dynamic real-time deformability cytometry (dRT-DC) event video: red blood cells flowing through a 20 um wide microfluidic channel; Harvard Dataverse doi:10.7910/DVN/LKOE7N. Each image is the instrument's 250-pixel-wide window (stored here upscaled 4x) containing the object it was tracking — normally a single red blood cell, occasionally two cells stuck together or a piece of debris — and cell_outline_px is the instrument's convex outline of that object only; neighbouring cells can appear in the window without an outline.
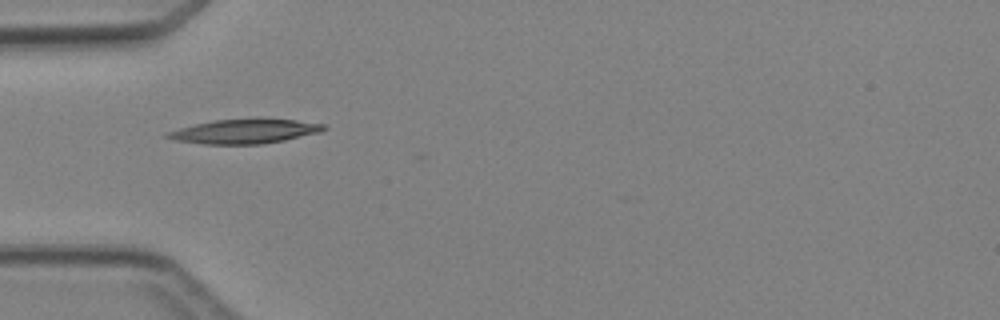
{"species": "Egyptian fruit bat (a non-hibernating species)", "species_latin": "Rousettus aegyptiacus", "temperature_condition": "cold", "stored_images_in_passage": 2, "camera_frame_rate_fps": 3000, "um_per_image_px": 0.085, "animal": {"sex": "female"}, "frame": {"image": 1, "passage_image": 2, "time_ms": 1.333, "image_size_px": [1000, 320], "cell_outline_px": [[328, 128], [320, 132], [284, 140], [260, 144], [204, 144], [172, 140], [164, 136], [168, 132], [180, 128], [212, 120], [260, 116], [296, 120], [324, 124]], "centroid_in_image_um": [20.82, 11.13], "position_along_channel_um": 64.2, "area_um2": 22.83}}